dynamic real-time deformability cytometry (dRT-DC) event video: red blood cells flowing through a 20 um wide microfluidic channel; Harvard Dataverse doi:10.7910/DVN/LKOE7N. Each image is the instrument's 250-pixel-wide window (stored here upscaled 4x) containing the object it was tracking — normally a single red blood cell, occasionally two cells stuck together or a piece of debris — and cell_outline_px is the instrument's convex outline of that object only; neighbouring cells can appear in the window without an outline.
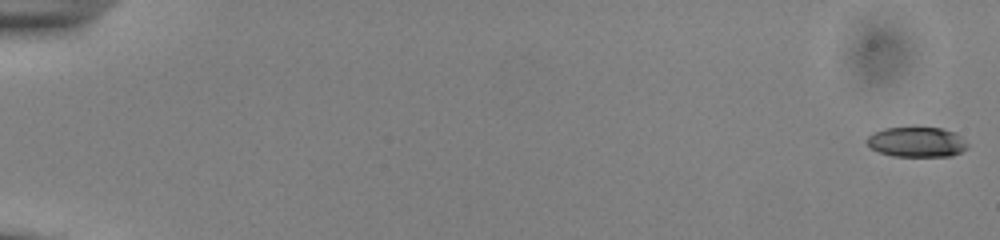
{"species": "common noctule bat (a hibernating species)", "species_latin": "Nyctalus noctula", "temperature_condition": "cold", "stored_images_in_passage": 55, "camera_frame_rate_fps": 3000, "um_per_image_px": 0.085, "animal": {"sex": "male", "body_mass_g": 13.0, "forearm_length_mm": 53.1}, "frame": {"image": 1, "passage_image": 1, "time_ms": 0.0, "image_size_px": [1000, 240], "cell_outline_px": [[968, 148], [952, 156], [892, 156], [880, 152], [872, 148], [868, 144], [868, 136], [872, 132], [884, 128], [940, 128], [956, 132], [968, 144]], "centroid_in_image_um": [77.95, 12.07], "position_along_channel_um": 7.1, "area_um2": 17.51}}
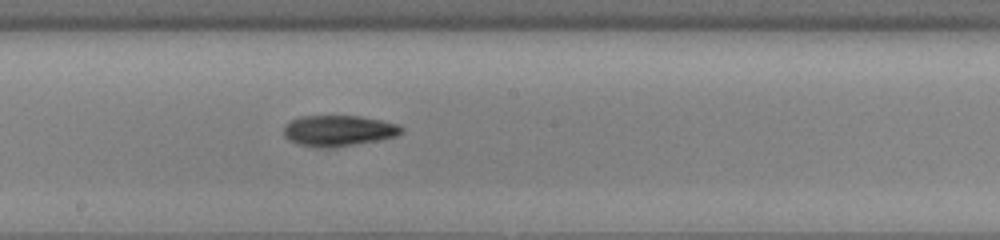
{"frame": {"image": 2, "passage_image": 32, "time_ms": 10.333, "image_size_px": [1000, 240], "cell_outline_px": [[404, 132], [396, 136], [380, 140], [356, 144], [324, 148], [296, 144], [288, 140], [284, 136], [284, 124], [300, 116], [360, 116], [380, 120], [396, 124], [404, 128]], "centroid_in_image_um": [28.76, 11.11], "position_along_channel_um": 219.4, "area_um2": 21.21}}
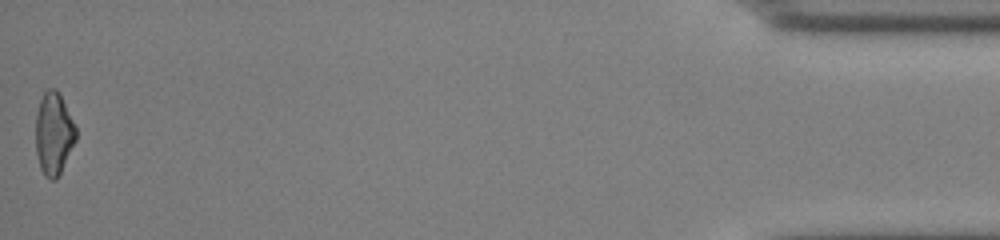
{"frame": {"image": 3, "passage_image": 55, "time_ms": 18.0, "image_size_px": [1000, 240], "cell_outline_px": [[76, 140], [56, 180], [52, 180], [44, 176], [40, 168], [36, 152], [36, 112], [40, 100], [44, 92], [48, 88], [56, 88], [76, 128]], "centroid_in_image_um": [4.54, 11.37], "position_along_channel_um": 430.7, "area_um2": 19.07}, "authors_computed_cell_mechanics": {"area_um2": 19.5942, "velocity_mm_per_s": 3.8781, "shape_relaxation_time_tau1_ms": 4.3398, "shape_relaxation_time_tau2_ms": 10.8512, "deformation_change_tau1": 0.1499, "deformation_change_tau2": 0.2371}}